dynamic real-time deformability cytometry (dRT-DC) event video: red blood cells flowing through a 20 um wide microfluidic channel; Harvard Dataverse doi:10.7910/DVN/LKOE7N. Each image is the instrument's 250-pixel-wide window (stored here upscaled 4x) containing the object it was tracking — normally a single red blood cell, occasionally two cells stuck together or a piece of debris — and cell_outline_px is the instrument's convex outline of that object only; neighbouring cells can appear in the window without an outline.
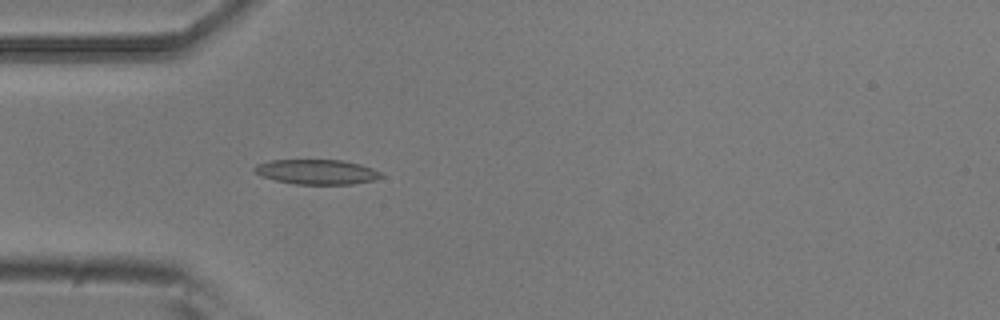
{"species": "common noctule bat (a hibernating species)", "species_latin": "Nyctalus noctula", "temperature_condition": "room temperature", "stored_images_in_passage": 4, "camera_frame_rate_fps": 3000, "um_per_image_px": 0.085, "animal": {"sex": "male", "body_mass_g": 20.5, "forearm_length_mm": 52.5}, "frame": {"image": 1, "passage_image": 4, "time_ms": 1.0, "image_size_px": [1000, 320], "cell_outline_px": [[384, 176], [372, 180], [352, 184], [296, 184], [276, 180], [264, 176], [256, 172], [252, 168], [256, 164], [272, 160], [344, 160], [360, 164], [372, 168], [380, 172]], "centroid_in_image_um": [26.94, 14.6], "position_along_channel_um": 58.1, "area_um2": 18.15}}